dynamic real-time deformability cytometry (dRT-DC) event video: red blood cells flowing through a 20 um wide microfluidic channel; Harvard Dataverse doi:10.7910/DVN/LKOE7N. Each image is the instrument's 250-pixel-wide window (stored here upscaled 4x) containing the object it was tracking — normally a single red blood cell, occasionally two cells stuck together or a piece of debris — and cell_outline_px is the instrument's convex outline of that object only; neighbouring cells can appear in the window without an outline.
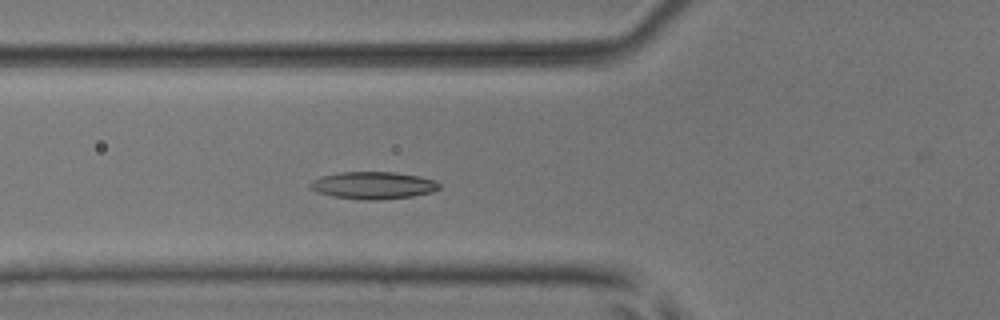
{"species": "common noctule bat (a hibernating species)", "species_latin": "Nyctalus noctula", "temperature_condition": "room temperature", "stored_images_in_passage": 6, "camera_frame_rate_fps": 3000, "um_per_image_px": 0.085, "animal": {"sex": "male", "body_mass_g": 17.9, "forearm_length_mm": 54.2}, "frame": {"image": 1, "passage_image": 6, "time_ms": 1.667, "image_size_px": [1000, 320], "cell_outline_px": [[440, 188], [432, 192], [412, 196], [376, 200], [368, 200], [332, 196], [316, 192], [308, 188], [308, 184], [312, 180], [320, 176], [340, 172], [392, 172], [420, 176], [436, 180], [440, 184]], "centroid_in_image_um": [31.69, 15.75], "position_along_channel_um": 94.1, "area_um2": 20.63}}